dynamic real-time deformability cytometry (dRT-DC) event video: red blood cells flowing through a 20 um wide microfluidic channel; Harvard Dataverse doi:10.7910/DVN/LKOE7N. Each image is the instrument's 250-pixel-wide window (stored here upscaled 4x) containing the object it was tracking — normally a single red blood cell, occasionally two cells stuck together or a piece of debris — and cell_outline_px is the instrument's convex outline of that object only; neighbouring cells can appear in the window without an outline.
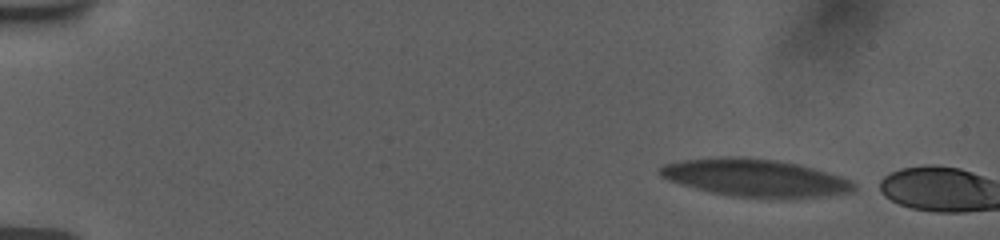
{"species": "human", "species_latin": "Homo sapiens", "temperature_condition": "room temperature", "stored_images_in_passage": 3, "camera_frame_rate_fps": 3000, "um_per_image_px": 0.085, "donor": {"sex": "female"}, "frame": {"image": 1, "passage_image": 1, "time_ms": 0.0, "image_size_px": [1000, 240], "cell_outline_px": [[852, 188], [828, 192], [800, 196], [748, 196], [716, 192], [672, 180], [664, 176], [660, 172], [660, 168], [668, 164], [696, 160], [764, 160], [788, 164], [844, 180], [852, 184]], "centroid_in_image_um": [63.97, 15.12], "position_along_channel_um": 21.0, "area_um2": 35.95}}